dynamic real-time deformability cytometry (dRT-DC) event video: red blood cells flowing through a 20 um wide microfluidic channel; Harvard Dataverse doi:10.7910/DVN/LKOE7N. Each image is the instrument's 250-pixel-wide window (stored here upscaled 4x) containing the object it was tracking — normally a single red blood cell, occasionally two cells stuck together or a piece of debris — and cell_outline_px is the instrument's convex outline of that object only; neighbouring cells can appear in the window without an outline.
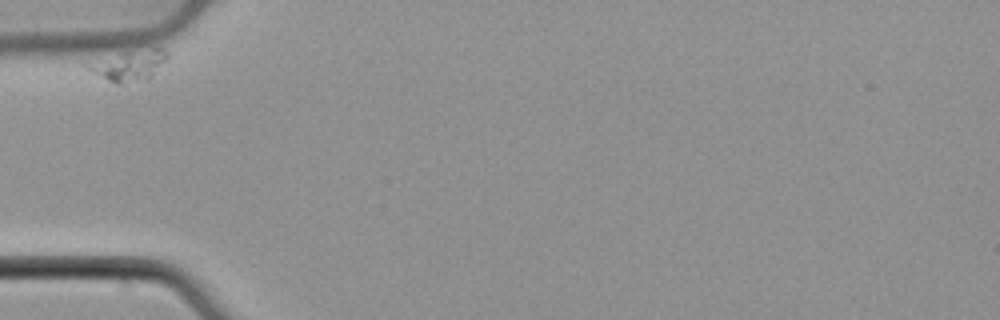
{"species": "common noctule bat (a hibernating species)", "species_latin": "Nyctalus noctula", "temperature_condition": "cold", "stored_images_in_passage": 35, "camera_frame_rate_fps": 3000, "um_per_image_px": 0.085, "animal": {"sex": "male", "body_mass_g": 21.5, "forearm_length_mm": 52.0}, "frame": {"image": 1, "passage_image": 1, "time_ms": 0.0, "image_size_px": [1000, 320], "cell_outline_px": [[164, 60], [152, 76], [148, 80], [124, 84], [116, 84], [92, 72], [84, 64], [152, 48], [160, 48], [164, 52]], "centroid_in_image_um": [10.97, 5.65], "position_along_channel_um": 74.0, "area_um2": 12.95}}
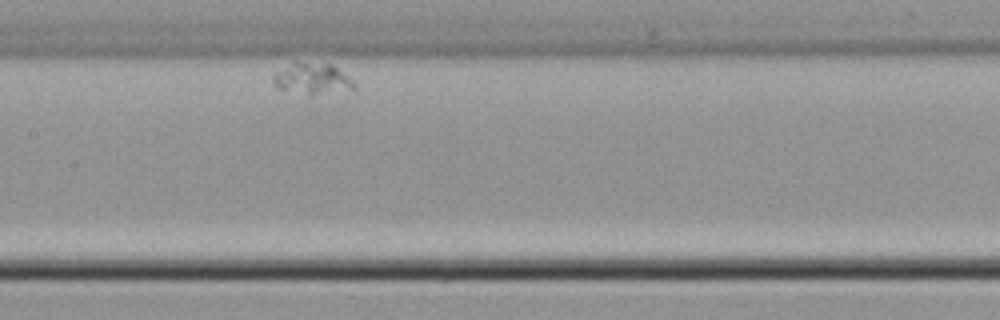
{"frame": {"image": 2, "passage_image": 14, "time_ms": 4.333, "image_size_px": [1000, 320], "cell_outline_px": [[356, 88], [312, 92], [308, 92], [276, 88], [272, 80], [272, 72], [292, 60], [296, 60], [332, 64], [348, 76], [356, 84]], "centroid_in_image_um": [26.43, 6.57], "position_along_channel_um": 181.0, "area_um2": 14.39}}
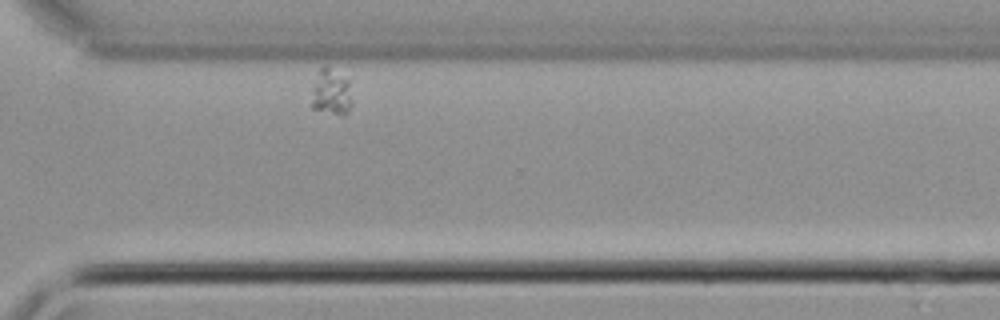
{"frame": {"image": 3, "passage_image": 32, "time_ms": 10.333, "image_size_px": [1000, 320], "cell_outline_px": [[352, 104], [348, 112], [344, 116], [312, 108], [312, 88], [320, 68], [324, 64], [348, 80], [352, 100]], "centroid_in_image_um": [28.17, 7.85], "position_along_channel_um": 342.4, "area_um2": 10.81}}